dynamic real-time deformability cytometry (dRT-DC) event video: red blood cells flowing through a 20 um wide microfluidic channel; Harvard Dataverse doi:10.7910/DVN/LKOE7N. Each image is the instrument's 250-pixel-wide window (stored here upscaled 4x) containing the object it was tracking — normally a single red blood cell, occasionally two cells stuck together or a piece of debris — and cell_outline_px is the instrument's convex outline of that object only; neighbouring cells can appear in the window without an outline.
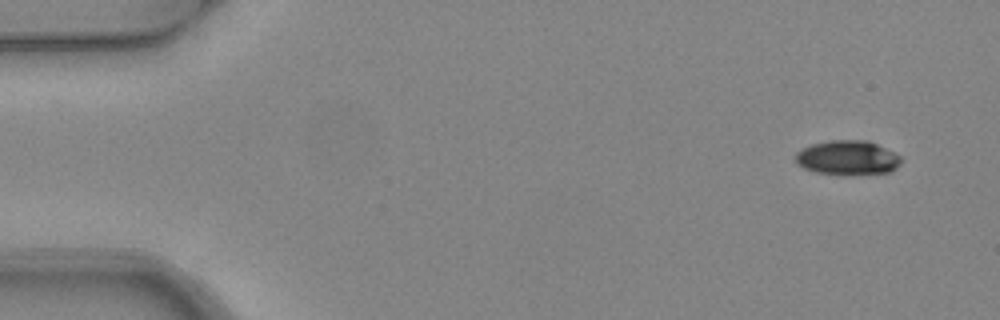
{"species": "common noctule bat (a hibernating species)", "species_latin": "Nyctalus noctula", "temperature_condition": "warm", "stored_images_in_passage": 4, "camera_frame_rate_fps": 3000, "um_per_image_px": 0.085, "animal": {"sex": "female", "body_mass_g": 24.6, "forearm_length_mm": 56.2}, "frame": {"image": 1, "passage_image": 1, "time_ms": 0.0, "image_size_px": [1000, 320], "cell_outline_px": [[900, 164], [892, 172], [816, 172], [804, 168], [796, 164], [796, 152], [812, 144], [832, 140], [868, 140], [900, 156]], "centroid_in_image_um": [72.02, 13.36], "position_along_channel_um": 13.0, "area_um2": 20.23}}
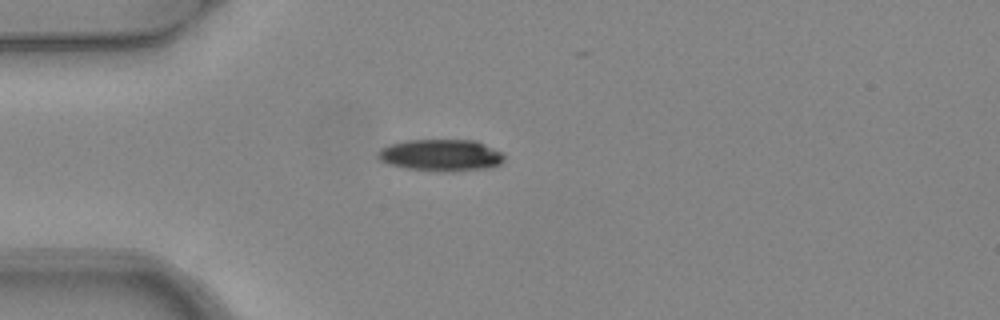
{"frame": {"image": 2, "passage_image": 4, "time_ms": 1.0, "image_size_px": [1000, 320], "cell_outline_px": [[504, 160], [500, 164], [492, 168], [456, 172], [444, 172], [404, 168], [388, 164], [380, 160], [376, 156], [376, 152], [380, 148], [388, 144], [408, 140], [476, 140], [500, 152], [504, 156]], "centroid_in_image_um": [37.45, 13.21], "position_along_channel_um": 47.5, "area_um2": 23.81}}